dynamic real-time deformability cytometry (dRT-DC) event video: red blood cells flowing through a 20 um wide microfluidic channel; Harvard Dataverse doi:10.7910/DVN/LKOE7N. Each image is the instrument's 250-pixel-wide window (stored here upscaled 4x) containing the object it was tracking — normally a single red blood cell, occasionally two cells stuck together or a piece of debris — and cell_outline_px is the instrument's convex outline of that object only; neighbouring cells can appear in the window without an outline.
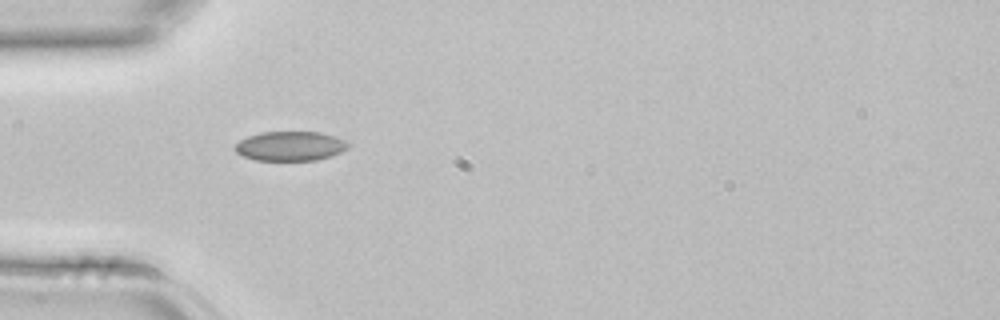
{"species": "common noctule bat (a hibernating species)", "species_latin": "Nyctalus noctula", "temperature_condition": "room temperature", "stored_images_in_passage": 5, "camera_frame_rate_fps": 3000, "um_per_image_px": 0.085, "animal": {"sex": "female", "body_mass_g": 22.7, "forearm_length_mm": 54.2}, "frame": {"image": 1, "passage_image": 4, "time_ms": 1.0, "image_size_px": [1000, 320], "cell_outline_px": [[348, 148], [332, 156], [316, 160], [256, 160], [244, 156], [236, 152], [232, 148], [240, 140], [248, 136], [260, 132], [320, 132], [336, 136], [344, 140], [348, 144]], "centroid_in_image_um": [24.66, 12.41], "position_along_channel_um": 60.3, "area_um2": 19.42}}